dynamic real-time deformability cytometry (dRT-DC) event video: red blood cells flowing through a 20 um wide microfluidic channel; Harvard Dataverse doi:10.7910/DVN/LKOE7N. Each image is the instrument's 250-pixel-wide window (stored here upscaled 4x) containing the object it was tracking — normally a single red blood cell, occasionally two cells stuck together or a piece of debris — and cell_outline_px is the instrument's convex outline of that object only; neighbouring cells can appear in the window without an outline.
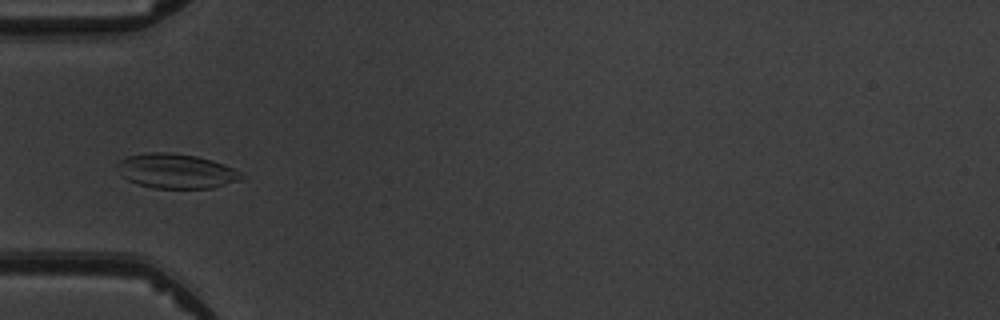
{"species": "common noctule bat (a hibernating species)", "species_latin": "Nyctalus noctula", "temperature_condition": "warm", "stored_images_in_passage": 5, "camera_frame_rate_fps": 3000, "um_per_image_px": 0.085, "animal": {"sex": "male", "body_mass_g": 19.5, "forearm_length_mm": 54.6}, "frame": {"image": 1, "passage_image": 5, "time_ms": 4.333, "image_size_px": [1000, 320], "cell_outline_px": [[248, 176], [240, 180], [212, 188], [152, 188], [136, 184], [128, 180], [124, 176], [116, 164], [124, 156], [152, 152], [172, 152], [196, 156], [212, 160], [224, 164]], "centroid_in_image_um": [14.99, 14.54], "position_along_channel_um": 70.0, "area_um2": 25.14}}